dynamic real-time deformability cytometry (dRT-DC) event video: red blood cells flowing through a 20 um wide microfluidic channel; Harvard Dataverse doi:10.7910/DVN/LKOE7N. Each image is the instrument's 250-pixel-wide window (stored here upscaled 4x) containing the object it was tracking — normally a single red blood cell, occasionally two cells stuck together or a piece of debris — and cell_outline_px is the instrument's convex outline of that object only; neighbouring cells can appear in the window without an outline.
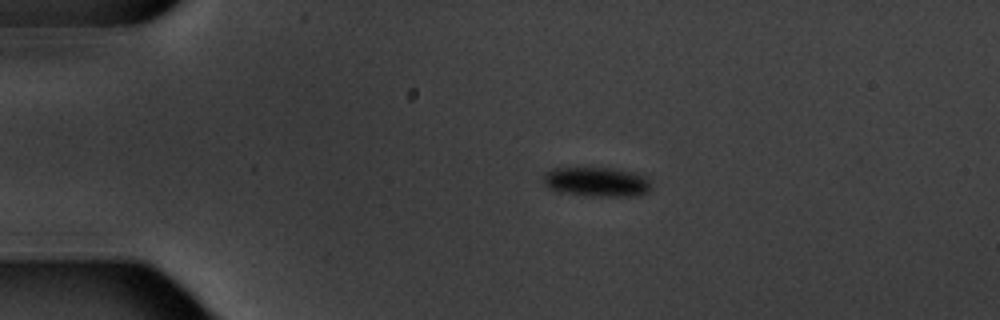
{"species": "common noctule bat (a hibernating species)", "species_latin": "Nyctalus noctula", "temperature_condition": "warm", "stored_images_in_passage": 5, "camera_frame_rate_fps": 3000, "um_per_image_px": 0.085, "animal": {"sex": "male", "body_mass_g": 20.1, "forearm_length_mm": 53.5}, "frame": {"image": 1, "passage_image": 3, "time_ms": 2.333, "image_size_px": [1000, 320], "cell_outline_px": [[652, 184], [648, 192], [636, 196], [588, 196], [564, 192], [548, 188], [544, 184], [544, 172], [552, 168], [616, 168], [636, 172], [644, 176]], "centroid_in_image_um": [50.74, 15.45], "position_along_channel_um": 34.3, "area_um2": 18.67}}
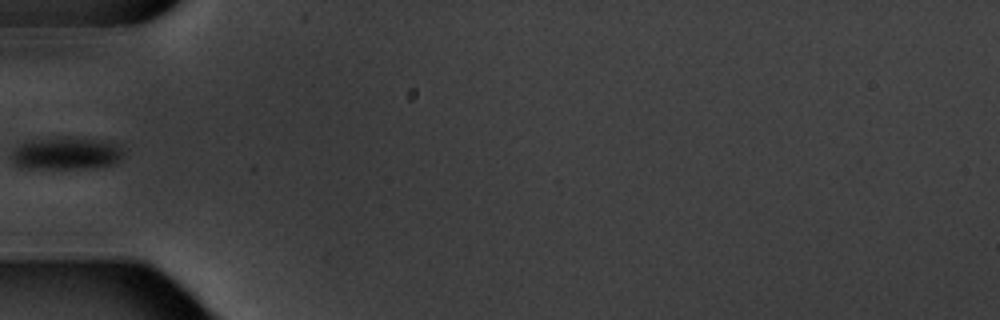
{"frame": {"image": 2, "passage_image": 5, "time_ms": 5.0, "image_size_px": [1000, 320], "cell_outline_px": [[124, 152], [120, 160], [116, 164], [92, 168], [20, 168], [12, 160], [12, 148], [28, 140], [100, 140], [116, 144]], "centroid_in_image_um": [5.61, 13.09], "position_along_channel_um": 79.4, "area_um2": 20.4}}